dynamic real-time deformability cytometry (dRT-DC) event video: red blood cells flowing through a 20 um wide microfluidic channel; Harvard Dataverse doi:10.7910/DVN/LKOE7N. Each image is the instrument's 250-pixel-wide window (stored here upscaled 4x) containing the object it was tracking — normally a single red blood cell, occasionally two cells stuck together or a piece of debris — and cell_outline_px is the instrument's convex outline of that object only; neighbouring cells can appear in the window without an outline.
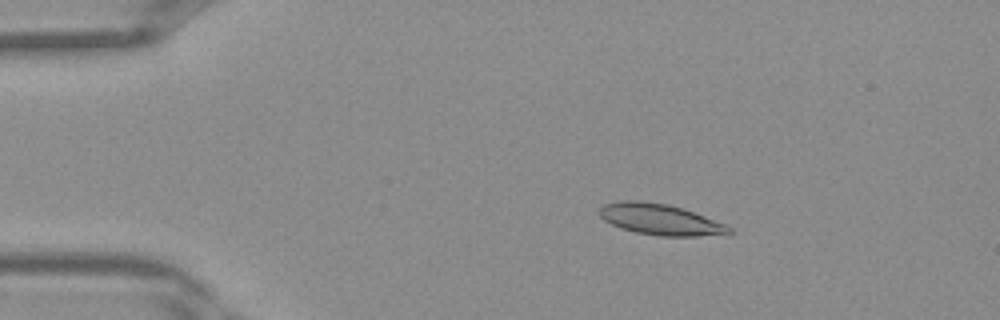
{"species": "Egyptian fruit bat (a non-hibernating species)", "species_latin": "Rousettus aegyptiacus", "temperature_condition": "warm", "stored_images_in_passage": 39, "camera_frame_rate_fps": 3000, "um_per_image_px": 0.085, "frame": {"image": 1, "passage_image": 6, "time_ms": 1.667, "image_size_px": [1000, 320], "cell_outline_px": [[732, 232], [728, 236], [660, 236], [636, 232], [620, 228], [604, 220], [600, 216], [600, 208], [604, 204], [620, 200], [640, 200], [668, 204], [704, 216], [724, 224], [732, 228]], "centroid_in_image_um": [56.15, 18.67], "position_along_channel_um": 28.9, "area_um2": 23.52}}
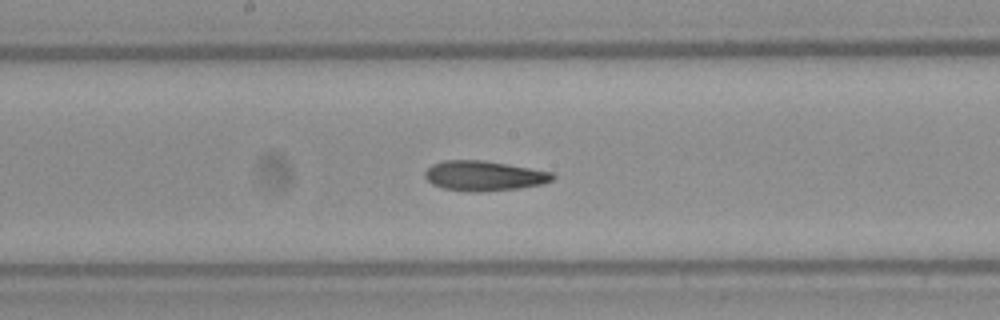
{"frame": {"image": 2, "passage_image": 20, "time_ms": 6.333, "image_size_px": [1000, 320], "cell_outline_px": [[556, 176], [552, 180], [544, 184], [520, 188], [476, 192], [468, 192], [444, 188], [432, 184], [424, 176], [424, 172], [432, 164], [444, 160], [484, 160], [508, 164], [552, 172]], "centroid_in_image_um": [41.15, 14.94], "position_along_channel_um": 207.1, "area_um2": 22.37}}
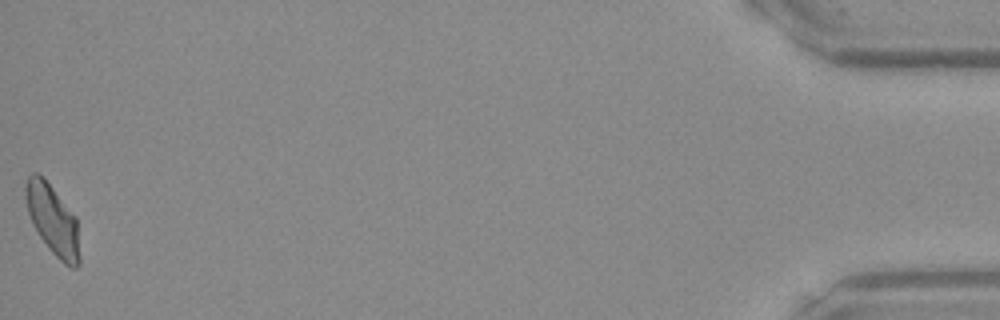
{"frame": {"image": 3, "passage_image": 39, "time_ms": 12.667, "image_size_px": [1000, 320], "cell_outline_px": [[80, 264], [76, 268], [72, 268], [64, 264], [48, 248], [32, 224], [28, 212], [24, 196], [24, 188], [28, 176], [32, 172], [36, 172], [44, 176], [76, 216], [80, 260]], "centroid_in_image_um": [4.47, 18.65], "position_along_channel_um": 430.7, "area_um2": 22.37}}